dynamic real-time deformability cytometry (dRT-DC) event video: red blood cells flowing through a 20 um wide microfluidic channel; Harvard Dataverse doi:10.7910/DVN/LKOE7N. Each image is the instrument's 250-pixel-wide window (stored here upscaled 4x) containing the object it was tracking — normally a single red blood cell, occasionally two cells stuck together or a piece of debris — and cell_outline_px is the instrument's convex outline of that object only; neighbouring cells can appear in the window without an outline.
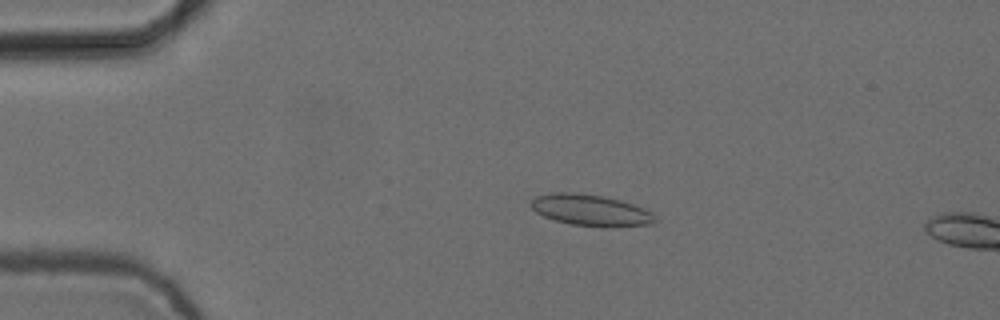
{"species": "common noctule bat (a hibernating species)", "species_latin": "Nyctalus noctula", "temperature_condition": "cold", "stored_images_in_passage": 5, "camera_frame_rate_fps": 3000, "um_per_image_px": 0.085, "animal": {"sex": "female", "body_mass_g": 24.6, "forearm_length_mm": 56.2}, "frame": {"image": 1, "passage_image": 4, "time_ms": 1.0, "image_size_px": [1000, 320], "cell_outline_px": [[656, 224], [572, 224], [556, 220], [544, 216], [536, 212], [532, 208], [532, 200], [536, 196], [552, 192], [572, 192], [604, 196], [620, 200], [644, 208], [652, 212], [656, 220]], "centroid_in_image_um": [50.16, 17.8], "position_along_channel_um": 34.8, "area_um2": 21.56}}